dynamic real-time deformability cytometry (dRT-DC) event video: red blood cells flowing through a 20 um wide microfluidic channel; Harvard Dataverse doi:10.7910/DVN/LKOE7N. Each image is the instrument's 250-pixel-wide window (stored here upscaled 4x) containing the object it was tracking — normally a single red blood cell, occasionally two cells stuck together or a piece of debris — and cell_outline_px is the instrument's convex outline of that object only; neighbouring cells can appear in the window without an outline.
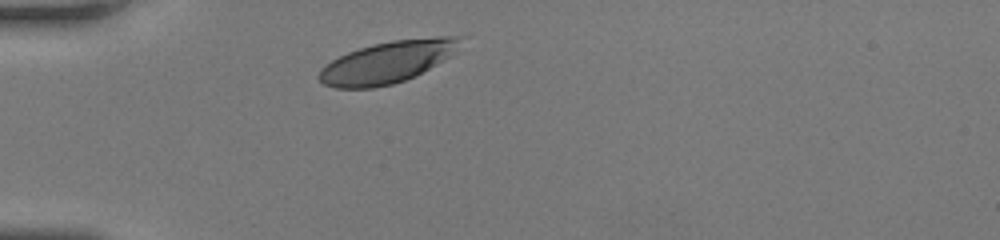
{"species": "human", "species_latin": "Homo sapiens", "temperature_condition": "room temperature", "stored_images_in_passage": 30, "camera_frame_rate_fps": 3000, "um_per_image_px": 0.085, "donor": {"sex": "female"}, "frame": {"image": 1, "passage_image": 1, "time_ms": 0.0, "image_size_px": [1000, 240], "cell_outline_px": [[464, 36], [448, 56], [416, 76], [392, 84], [372, 88], [336, 88], [324, 84], [316, 76], [320, 68], [332, 60], [348, 52], [372, 44], [392, 40], [436, 36]], "centroid_in_image_um": [32.86, 5.28], "position_along_channel_um": 52.1, "area_um2": 33.99}}
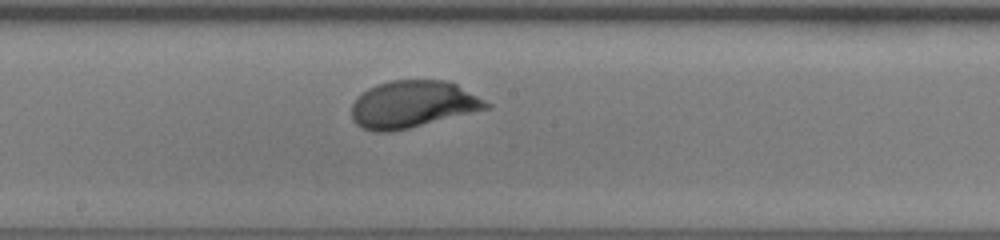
{"frame": {"image": 2, "passage_image": 14, "time_ms": 4.333, "image_size_px": [1000, 240], "cell_outline_px": [[492, 108], [392, 132], [372, 132], [356, 124], [352, 120], [352, 104], [368, 88], [376, 84], [392, 80], [448, 80], [456, 84], [492, 104]], "centroid_in_image_um": [35.1, 8.87], "position_along_channel_um": 213.1, "area_um2": 36.99}}
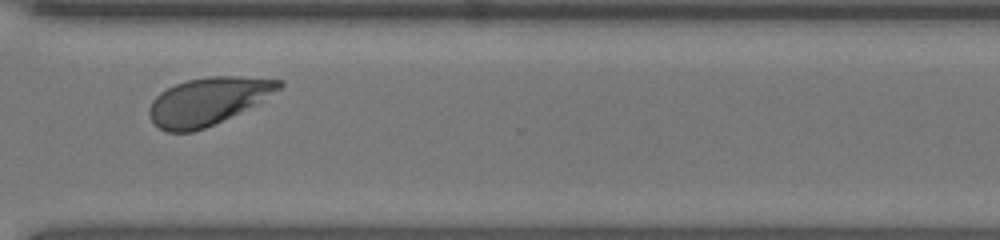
{"frame": {"image": 3, "passage_image": 24, "time_ms": 7.667, "image_size_px": [1000, 240], "cell_outline_px": [[284, 84], [280, 88], [252, 104], [204, 128], [192, 132], [168, 132], [152, 124], [148, 116], [148, 108], [152, 100], [160, 92], [176, 84], [188, 80], [208, 76], [240, 76], [284, 80]], "centroid_in_image_um": [17.57, 8.59], "position_along_channel_um": 353.0, "area_um2": 35.08}, "authors_computed_cell_mechanics": {"area_um2": 36.0672, "velocity_mm_per_s": 4.167, "shape_relaxation_time_tau1_ms": 1.5669, "shape_relaxation_time_tau2_ms": null, "deformation_change_tau1": 0.1233, "deformation_change_tau2": null}}